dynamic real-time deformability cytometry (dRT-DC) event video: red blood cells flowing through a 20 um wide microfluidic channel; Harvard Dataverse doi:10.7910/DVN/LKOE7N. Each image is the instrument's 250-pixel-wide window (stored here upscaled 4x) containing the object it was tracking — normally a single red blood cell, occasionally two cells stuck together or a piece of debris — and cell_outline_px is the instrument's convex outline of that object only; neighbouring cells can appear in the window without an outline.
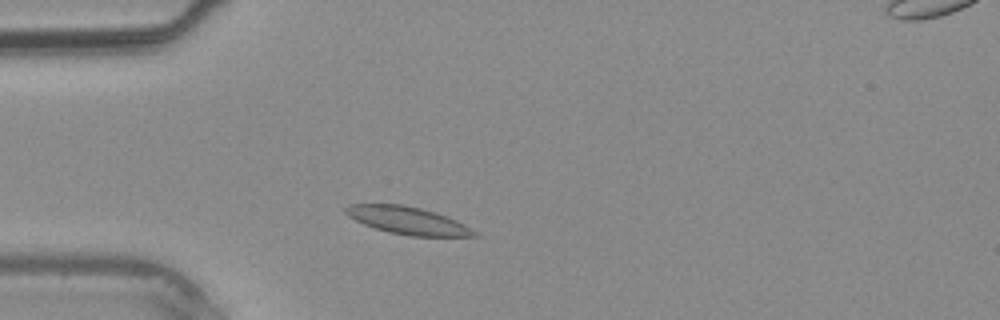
{"species": "common noctule bat (a hibernating species)", "species_latin": "Nyctalus noctula", "temperature_condition": "warm", "stored_images_in_passage": 35, "camera_frame_rate_fps": 3000, "um_per_image_px": 0.085, "animal": {"sex": "male", "body_mass_g": 20.4}, "frame": {"image": 1, "passage_image": 6, "time_ms": 1.667, "image_size_px": [1000, 320], "cell_outline_px": [[480, 236], [412, 236], [388, 232], [364, 224], [348, 216], [344, 212], [344, 208], [348, 204], [404, 204], [436, 212], [456, 220], [464, 224], [476, 232]], "centroid_in_image_um": [34.63, 18.73], "position_along_channel_um": 50.4, "area_um2": 20.52}}
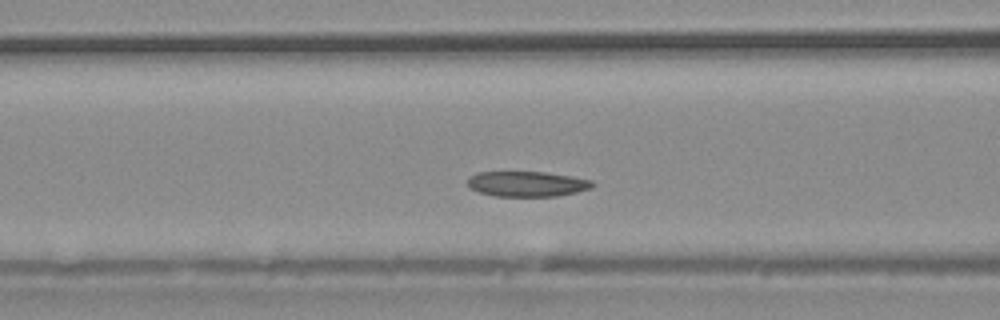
{"frame": {"image": 2, "passage_image": 11, "time_ms": 3.333, "image_size_px": [1000, 320], "cell_outline_px": [[596, 184], [592, 188], [576, 192], [556, 196], [496, 196], [480, 192], [472, 188], [468, 184], [468, 176], [476, 172], [544, 172], [592, 180]], "centroid_in_image_um": [44.81, 15.63], "position_along_channel_um": 121.8, "area_um2": 18.26}}